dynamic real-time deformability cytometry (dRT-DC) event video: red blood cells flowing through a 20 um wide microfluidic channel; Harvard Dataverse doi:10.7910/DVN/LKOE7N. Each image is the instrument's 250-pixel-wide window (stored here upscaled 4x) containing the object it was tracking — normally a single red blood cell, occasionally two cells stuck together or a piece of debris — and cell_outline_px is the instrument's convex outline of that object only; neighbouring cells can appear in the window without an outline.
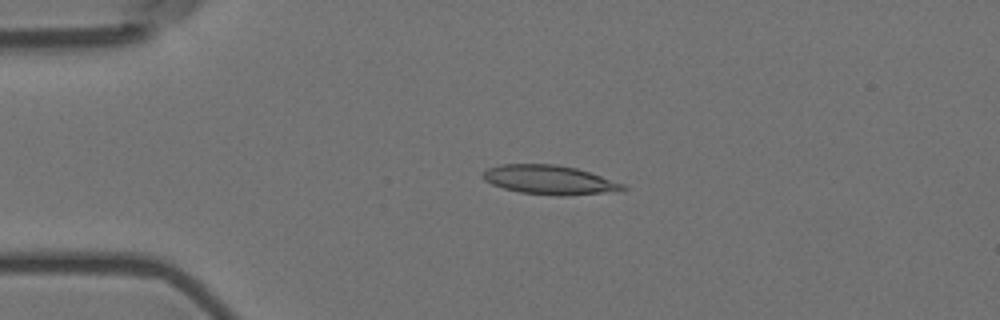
{"species": "Egyptian fruit bat (a non-hibernating species)", "species_latin": "Rousettus aegyptiacus", "temperature_condition": "room temperature", "stored_images_in_passage": 4, "camera_frame_rate_fps": 3000, "um_per_image_px": 0.085, "animal": {"sex": "female"}, "frame": {"image": 1, "passage_image": 3, "time_ms": 0.667, "image_size_px": [1000, 320], "cell_outline_px": [[628, 188], [604, 192], [564, 196], [556, 196], [520, 192], [504, 188], [492, 184], [484, 180], [480, 176], [488, 168], [500, 164], [556, 164], [576, 168], [624, 184]], "centroid_in_image_um": [46.63, 15.28], "position_along_channel_um": 38.4, "area_um2": 23.47}}